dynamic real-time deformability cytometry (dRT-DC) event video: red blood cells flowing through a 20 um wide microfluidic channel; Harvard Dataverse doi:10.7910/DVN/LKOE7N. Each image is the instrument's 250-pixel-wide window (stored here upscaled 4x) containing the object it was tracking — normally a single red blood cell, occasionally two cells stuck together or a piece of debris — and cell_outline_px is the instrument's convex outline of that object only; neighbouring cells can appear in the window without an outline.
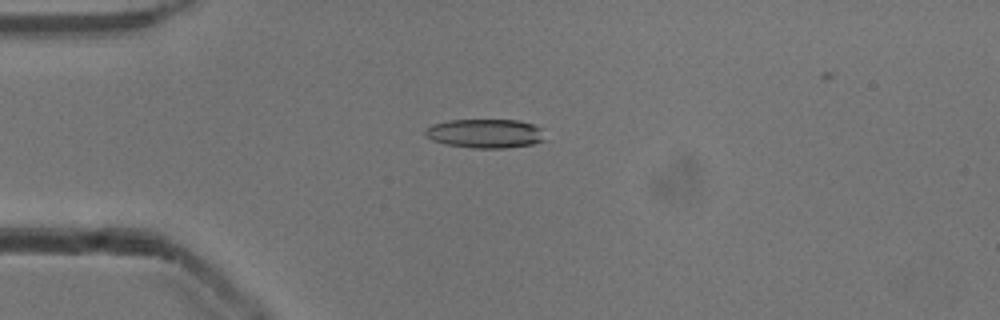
{"species": "common noctule bat (a hibernating species)", "species_latin": "Nyctalus noctula", "temperature_condition": "cold", "stored_images_in_passage": 52, "camera_frame_rate_fps": 3000, "um_per_image_px": 0.085, "animal": {"sex": "male", "body_mass_g": 13.3}, "frame": {"image": 1, "passage_image": 13, "time_ms": 4.0, "image_size_px": [1000, 320], "cell_outline_px": [[544, 140], [532, 144], [504, 148], [472, 148], [444, 144], [432, 140], [424, 132], [424, 128], [432, 124], [448, 120], [516, 120], [532, 124], [540, 128]], "centroid_in_image_um": [41.18, 11.34], "position_along_channel_um": 43.8, "area_um2": 20.17}}
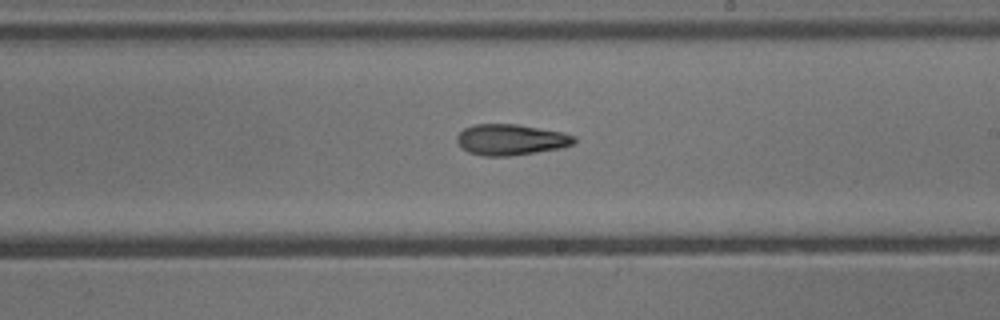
{"frame": {"image": 2, "passage_image": 30, "time_ms": 9.667, "image_size_px": [1000, 320], "cell_outline_px": [[576, 140], [572, 144], [560, 148], [536, 152], [508, 156], [484, 156], [468, 152], [456, 140], [456, 136], [464, 128], [472, 124], [516, 124], [564, 132], [576, 136]], "centroid_in_image_um": [43.42, 11.86], "position_along_channel_um": 245.6, "area_um2": 21.1}}
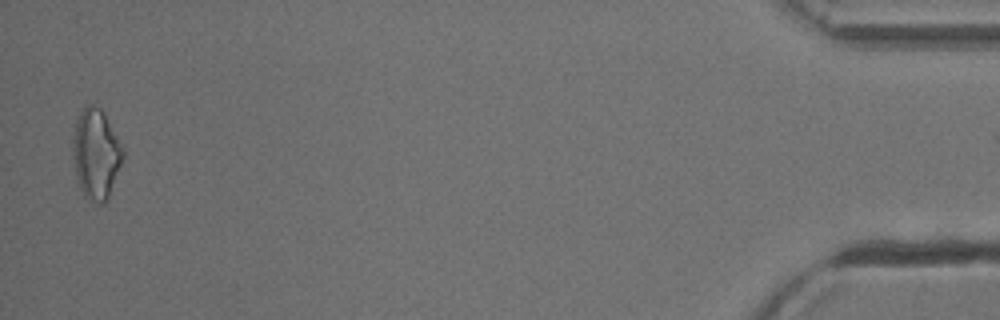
{"frame": {"image": 3, "passage_image": 51, "time_ms": 16.667, "image_size_px": [1000, 320], "cell_outline_px": [[124, 156], [108, 200], [104, 204], [96, 204], [80, 188], [76, 180], [72, 156], [72, 140], [76, 120], [84, 104], [92, 104], [100, 108], [104, 112], [124, 148]], "centroid_in_image_um": [8.15, 13.06], "position_along_channel_um": 427.0, "area_um2": 26.7}}